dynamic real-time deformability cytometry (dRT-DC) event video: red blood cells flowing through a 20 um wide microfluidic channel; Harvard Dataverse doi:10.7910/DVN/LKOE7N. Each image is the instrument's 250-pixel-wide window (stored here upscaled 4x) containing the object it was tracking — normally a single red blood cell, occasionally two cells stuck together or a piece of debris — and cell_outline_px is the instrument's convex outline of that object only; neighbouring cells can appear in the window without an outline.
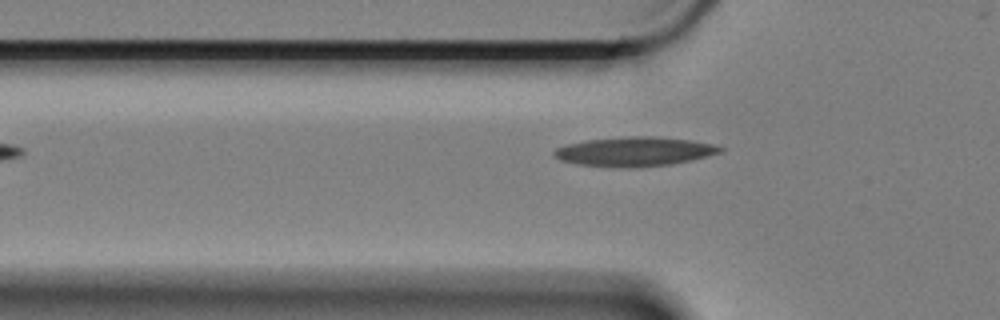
{"species": "Egyptian fruit bat (a non-hibernating species)", "species_latin": "Rousettus aegyptiacus", "temperature_condition": "cold", "stored_images_in_passage": 39, "camera_frame_rate_fps": 3000, "um_per_image_px": 0.085, "animal": {"sex": "female"}, "frame": {"image": 1, "passage_image": 3, "time_ms": 0.667, "image_size_px": [1000, 320], "cell_outline_px": [[724, 152], [708, 156], [672, 164], [576, 164], [560, 160], [552, 152], [556, 148], [564, 144], [588, 140], [628, 136], [656, 136], [692, 140], [712, 144], [724, 148]], "centroid_in_image_um": [53.99, 12.82], "position_along_channel_um": 71.8, "area_um2": 27.05}}
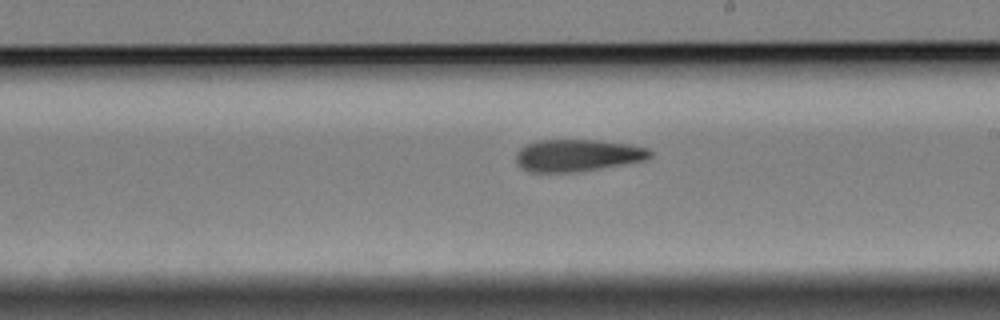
{"frame": {"image": 2, "passage_image": 18, "time_ms": 5.667, "image_size_px": [1000, 320], "cell_outline_px": [[652, 156], [644, 160], [600, 168], [576, 172], [528, 172], [520, 168], [516, 164], [516, 152], [524, 144], [536, 140], [596, 140], [628, 144], [648, 148], [652, 152]], "centroid_in_image_um": [49.02, 13.2], "position_along_channel_um": 240.0, "area_um2": 25.2}}
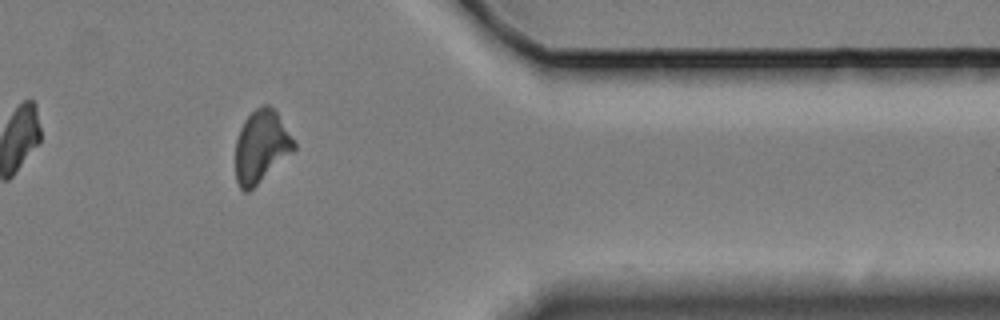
{"frame": {"image": 3, "passage_image": 33, "time_ms": 10.667, "image_size_px": [1000, 320], "cell_outline_px": [[296, 148], [292, 152], [248, 192], [244, 192], [240, 188], [236, 180], [236, 140], [240, 128], [244, 120], [256, 108], [264, 104], [268, 104], [276, 112], [296, 144]], "centroid_in_image_um": [22.18, 12.45], "position_along_channel_um": 389.2, "area_um2": 24.16}, "authors_computed_cell_mechanics": {"area_um2": 25.4898, "velocity_mm_per_s": 3.3407, "shape_relaxation_time_tau1_ms": 7.3488, "shape_relaxation_time_tau2_ms": null, "deformation_change_tau1": 0.1634, "deformation_change_tau2": null}}